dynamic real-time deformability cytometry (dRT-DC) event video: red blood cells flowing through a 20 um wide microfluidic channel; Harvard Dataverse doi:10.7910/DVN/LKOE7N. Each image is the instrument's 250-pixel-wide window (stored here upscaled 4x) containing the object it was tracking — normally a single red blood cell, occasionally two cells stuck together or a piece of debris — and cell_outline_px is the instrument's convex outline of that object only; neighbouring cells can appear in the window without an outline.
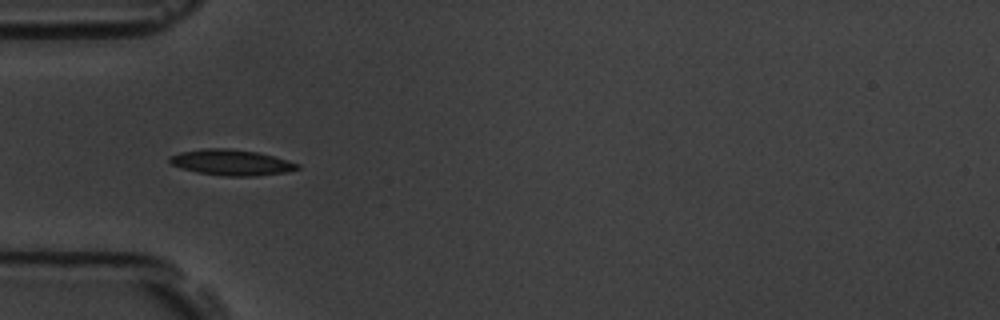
{"species": "common noctule bat (a hibernating species)", "species_latin": "Nyctalus noctula", "temperature_condition": "room temperature", "stored_images_in_passage": 7, "camera_frame_rate_fps": 3000, "um_per_image_px": 0.085, "animal": {"sex": "male", "body_mass_g": 19.5, "forearm_length_mm": 54.6}, "frame": {"image": 1, "passage_image": 5, "time_ms": 5.333, "image_size_px": [1000, 320], "cell_outline_px": [[300, 168], [288, 172], [256, 176], [224, 176], [196, 172], [172, 164], [168, 160], [168, 156], [180, 152], [204, 148], [232, 148], [256, 152], [288, 160], [300, 164]], "centroid_in_image_um": [19.68, 13.8], "position_along_channel_um": 65.3, "area_um2": 19.25}}
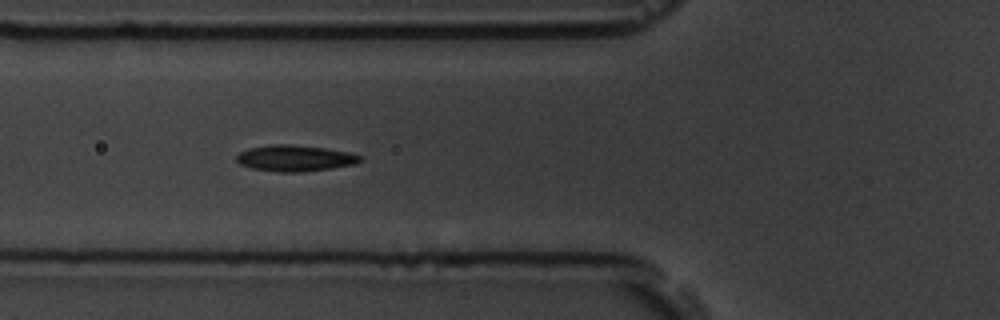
{"frame": {"image": 2, "passage_image": 6, "time_ms": 6.333, "image_size_px": [1000, 320], "cell_outline_px": [[364, 160], [356, 164], [300, 172], [280, 172], [252, 168], [240, 164], [236, 160], [236, 156], [240, 152], [248, 148], [272, 144], [288, 144], [324, 148], [348, 152], [360, 156]], "centroid_in_image_um": [25.05, 13.44], "position_along_channel_um": 100.7, "area_um2": 18.67}}
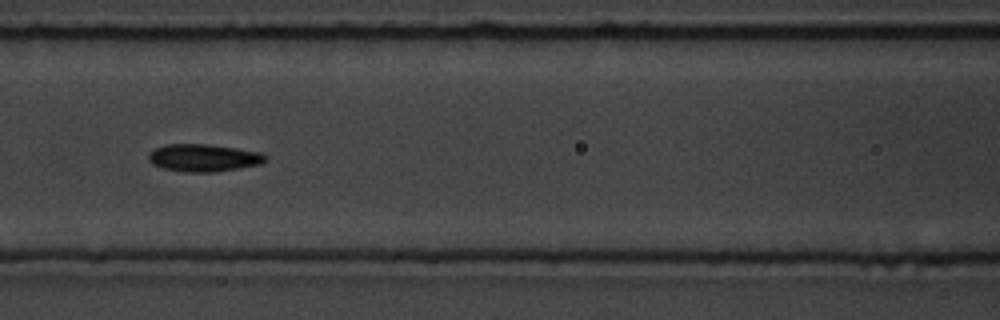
{"frame": {"image": 3, "passage_image": 7, "time_ms": 7.667, "image_size_px": [1000, 320], "cell_outline_px": [[268, 160], [260, 164], [240, 168], [212, 172], [184, 172], [164, 168], [152, 164], [148, 160], [148, 152], [156, 148], [168, 144], [208, 144], [236, 148], [260, 152], [268, 156]], "centroid_in_image_um": [17.32, 13.41], "position_along_channel_um": 149.3, "area_um2": 18.79}}